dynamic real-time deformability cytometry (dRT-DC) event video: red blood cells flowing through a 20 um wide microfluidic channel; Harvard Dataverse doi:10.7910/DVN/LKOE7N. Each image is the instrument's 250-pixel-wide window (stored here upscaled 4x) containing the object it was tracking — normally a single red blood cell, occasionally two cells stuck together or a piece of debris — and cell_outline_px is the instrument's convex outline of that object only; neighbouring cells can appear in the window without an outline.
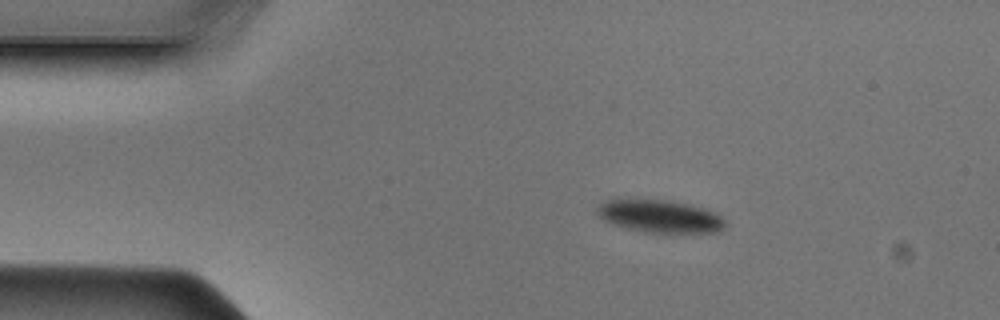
{"species": "Egyptian fruit bat (a non-hibernating species)", "species_latin": "Rousettus aegyptiacus", "temperature_condition": "cold", "stored_images_in_passage": 41, "camera_frame_rate_fps": 3000, "um_per_image_px": 0.085, "animal": {"sex": "male"}, "frame": {"image": 1, "passage_image": 1, "time_ms": 0.0, "image_size_px": [1000, 320], "cell_outline_px": [[724, 228], [716, 232], [644, 232], [612, 224], [604, 220], [596, 212], [596, 208], [604, 200], [616, 196], [664, 200], [704, 208], [720, 216], [724, 220]], "centroid_in_image_um": [55.96, 18.34], "position_along_channel_um": 29.0, "area_um2": 24.62}}
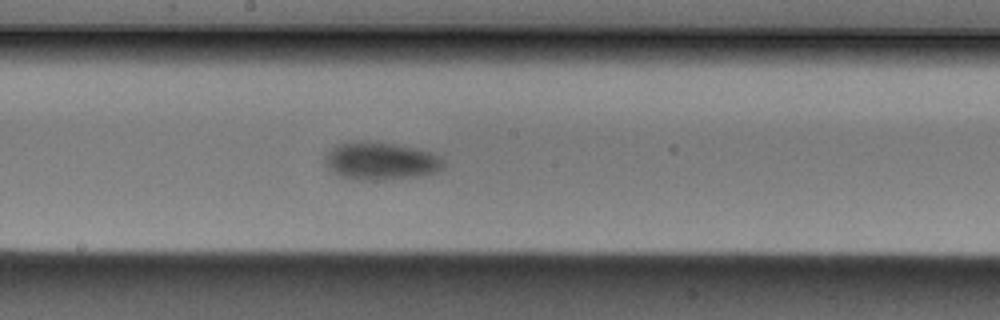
{"frame": {"image": 2, "passage_image": 18, "time_ms": 5.667, "image_size_px": [1000, 320], "cell_outline_px": [[444, 168], [436, 172], [416, 176], [384, 180], [356, 180], [340, 176], [332, 172], [324, 164], [324, 156], [336, 144], [392, 144], [416, 148], [432, 152], [440, 156], [444, 160]], "centroid_in_image_um": [32.39, 13.74], "position_along_channel_um": 215.8, "area_um2": 25.49}}
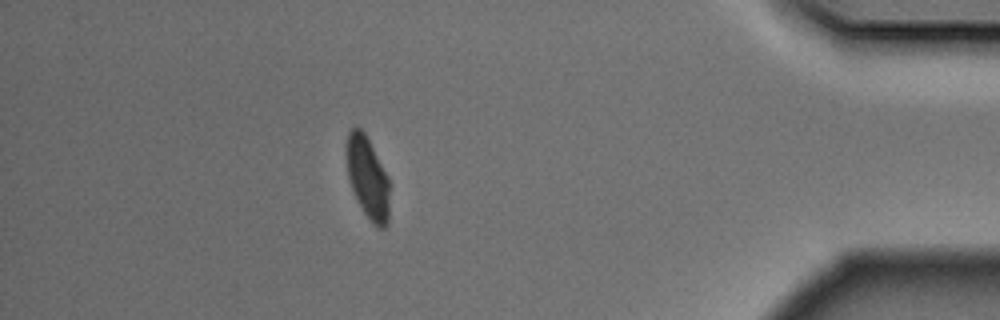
{"frame": {"image": 3, "passage_image": 35, "time_ms": 11.333, "image_size_px": [1000, 320], "cell_outline_px": [[388, 224], [384, 228], [380, 228], [372, 224], [356, 200], [348, 176], [348, 132], [352, 128], [360, 128], [364, 132], [388, 176]], "centroid_in_image_um": [31.27, 15.16], "position_along_channel_um": 403.9, "area_um2": 19.94}}